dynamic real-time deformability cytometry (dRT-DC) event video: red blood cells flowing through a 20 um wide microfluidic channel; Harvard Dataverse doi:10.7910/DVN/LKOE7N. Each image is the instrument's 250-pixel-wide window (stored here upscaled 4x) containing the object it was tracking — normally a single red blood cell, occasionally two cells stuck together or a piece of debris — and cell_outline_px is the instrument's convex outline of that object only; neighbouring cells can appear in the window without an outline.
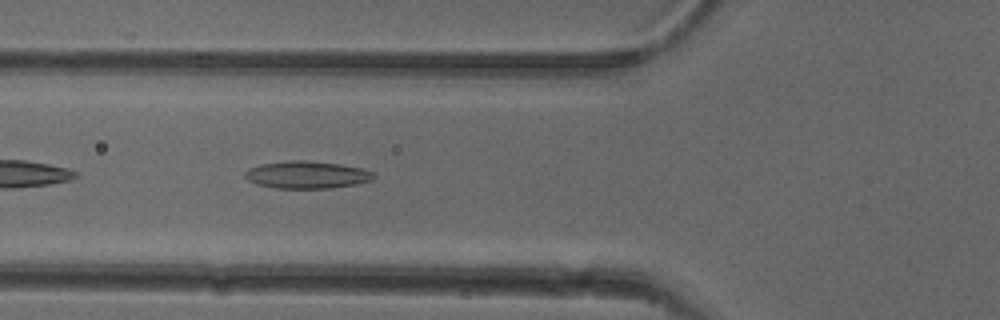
{"species": "common noctule bat (a hibernating species)", "species_latin": "Nyctalus noctula", "temperature_condition": "cold", "stored_images_in_passage": 37, "camera_frame_rate_fps": 3000, "um_per_image_px": 0.085, "animal": {"sex": "female"}, "frame": {"image": 1, "passage_image": 4, "time_ms": 1.0, "image_size_px": [1000, 320], "cell_outline_px": [[376, 176], [372, 180], [356, 184], [332, 188], [276, 188], [256, 184], [248, 180], [244, 176], [244, 172], [248, 168], [260, 164], [288, 160], [304, 160], [340, 164], [360, 168], [372, 172]], "centroid_in_image_um": [26.05, 14.85], "position_along_channel_um": 99.8, "area_um2": 20.58}}
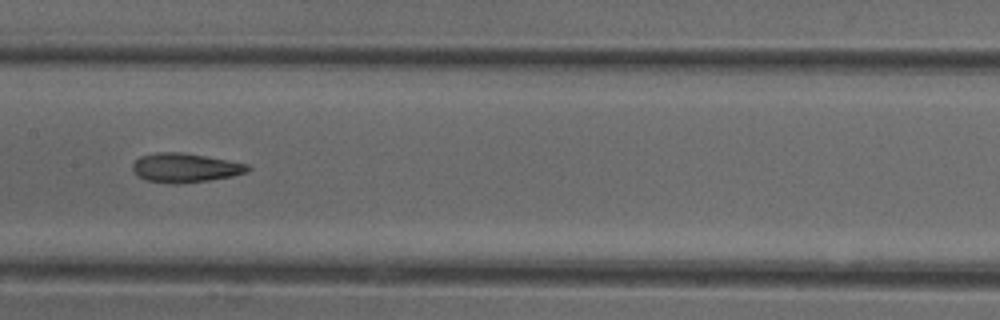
{"frame": {"image": 2, "passage_image": 11, "time_ms": 3.333, "image_size_px": [1000, 320], "cell_outline_px": [[252, 168], [248, 172], [232, 176], [208, 180], [176, 184], [172, 184], [148, 180], [140, 176], [132, 168], [132, 164], [140, 156], [156, 152], [184, 152], [228, 160], [248, 164]], "centroid_in_image_um": [15.77, 14.25], "position_along_channel_um": 191.6, "area_um2": 19.48}}
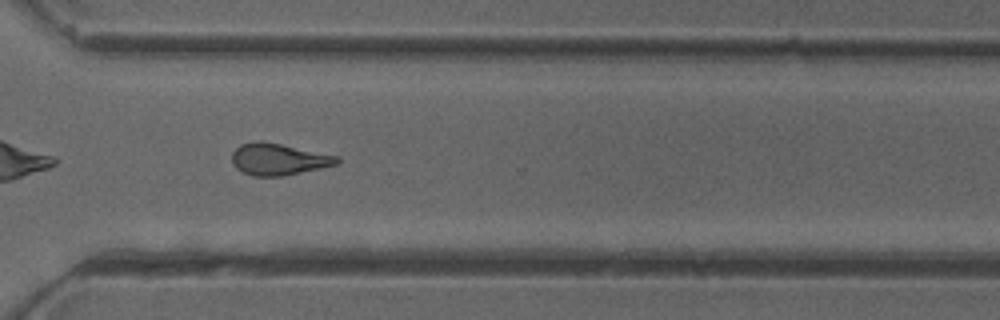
{"frame": {"image": 3, "passage_image": 23, "time_ms": 7.333, "image_size_px": [1000, 320], "cell_outline_px": [[340, 160], [336, 164], [320, 168], [284, 176], [252, 176], [236, 168], [232, 164], [232, 152], [240, 144], [256, 140], [260, 140], [340, 156]], "centroid_in_image_um": [23.65, 13.53], "position_along_channel_um": 347.0, "area_um2": 19.42}, "authors_computed_cell_mechanics": {"area_um2": 19.074, "velocity_mm_per_s": 3.9057, "shape_relaxation_time_tau1_ms": null, "shape_relaxation_time_tau2_ms": 4.0102, "deformation_change_tau1": null, "deformation_change_tau2": 0.1464}}